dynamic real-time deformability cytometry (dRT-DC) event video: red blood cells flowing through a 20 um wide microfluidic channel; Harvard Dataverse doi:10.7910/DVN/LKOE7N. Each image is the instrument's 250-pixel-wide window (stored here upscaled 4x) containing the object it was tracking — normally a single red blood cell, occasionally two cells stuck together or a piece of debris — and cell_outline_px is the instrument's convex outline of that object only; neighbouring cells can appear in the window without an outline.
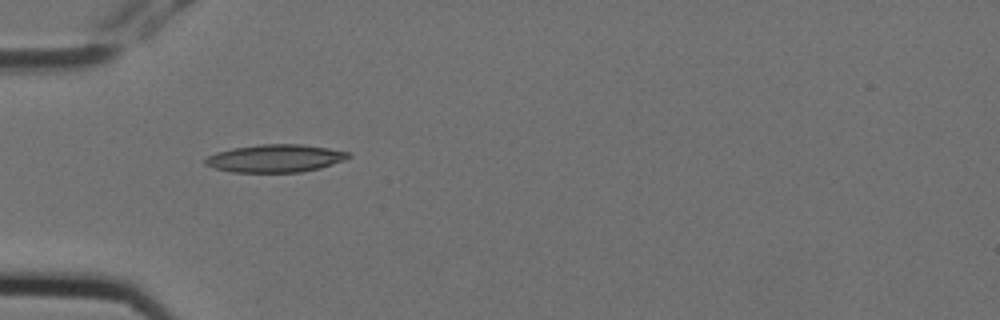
{"species": "Egyptian fruit bat (a non-hibernating species)", "species_latin": "Rousettus aegyptiacus", "temperature_condition": "cold", "stored_images_in_passage": 2, "camera_frame_rate_fps": 3000, "um_per_image_px": 0.085, "animal": {"sex": "female"}, "frame": {"image": 1, "passage_image": 1, "time_ms": 0.0, "image_size_px": [1000, 320], "cell_outline_px": [[352, 156], [344, 160], [320, 168], [300, 172], [232, 172], [216, 168], [204, 164], [204, 160], [208, 156], [216, 152], [232, 148], [260, 144], [300, 144], [328, 148], [348, 152]], "centroid_in_image_um": [23.39, 13.45], "position_along_channel_um": 61.6, "area_um2": 23.06}}
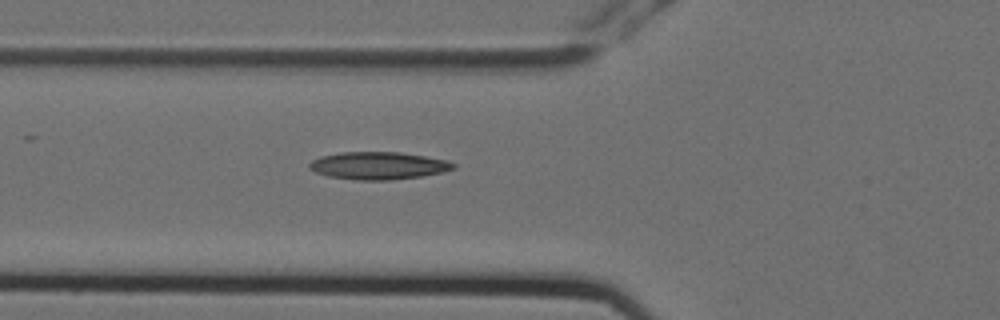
{"frame": {"image": 2, "passage_image": 2, "time_ms": 0.333, "image_size_px": [1000, 320], "cell_outline_px": [[456, 168], [444, 172], [420, 176], [388, 180], [356, 180], [328, 176], [316, 172], [308, 168], [308, 164], [312, 160], [320, 156], [340, 152], [400, 152], [424, 156], [444, 160], [456, 164]], "centroid_in_image_um": [32.13, 14.08], "position_along_channel_um": 93.7, "area_um2": 23.06}}